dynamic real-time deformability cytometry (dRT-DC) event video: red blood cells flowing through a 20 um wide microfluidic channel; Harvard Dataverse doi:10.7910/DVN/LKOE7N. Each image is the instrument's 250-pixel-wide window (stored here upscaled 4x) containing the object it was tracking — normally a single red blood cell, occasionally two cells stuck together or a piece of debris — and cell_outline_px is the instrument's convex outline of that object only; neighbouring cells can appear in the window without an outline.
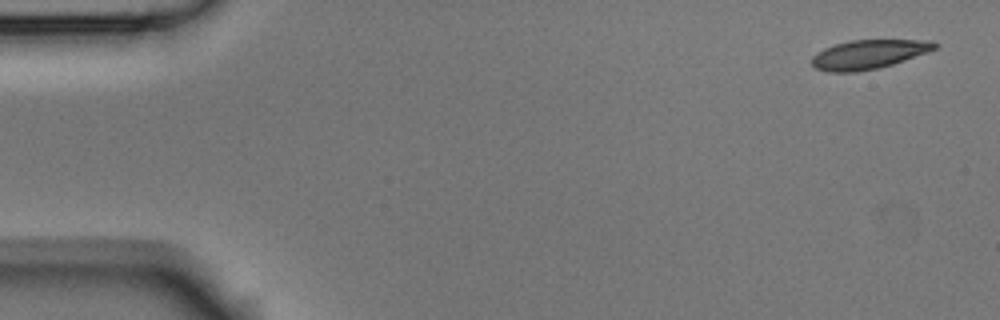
{"species": "Egyptian fruit bat (a non-hibernating species)", "species_latin": "Rousettus aegyptiacus", "temperature_condition": "room temperature", "stored_images_in_passage": 4, "camera_frame_rate_fps": 3000, "um_per_image_px": 0.085, "animal": {"sex": "male"}, "frame": {"image": 1, "passage_image": 1, "time_ms": 0.0, "image_size_px": [1000, 320], "cell_outline_px": [[940, 44], [936, 48], [928, 52], [880, 68], [856, 72], [828, 72], [816, 68], [812, 64], [812, 56], [816, 52], [824, 48], [836, 44], [852, 40], [932, 40]], "centroid_in_image_um": [73.84, 4.62], "position_along_channel_um": 11.2, "area_um2": 20.87}}